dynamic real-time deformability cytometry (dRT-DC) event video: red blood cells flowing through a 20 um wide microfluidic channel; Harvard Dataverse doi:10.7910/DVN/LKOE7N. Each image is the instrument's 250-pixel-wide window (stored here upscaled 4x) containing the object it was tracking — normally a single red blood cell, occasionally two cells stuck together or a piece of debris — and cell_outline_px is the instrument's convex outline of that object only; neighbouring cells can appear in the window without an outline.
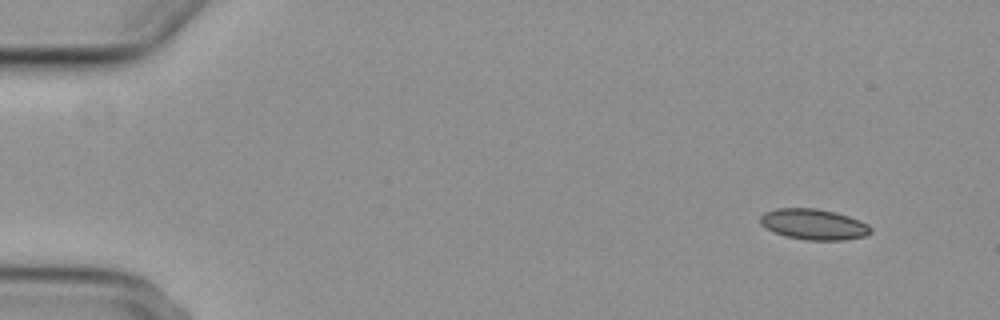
{"species": "common noctule bat (a hibernating species)", "species_latin": "Nyctalus noctula", "temperature_condition": "cold", "stored_images_in_passage": 9, "camera_frame_rate_fps": 3000, "um_per_image_px": 0.085, "animal": {"sex": "female", "body_mass_g": 29.2, "forearm_length_mm": 56.3}, "frame": {"image": 1, "passage_image": 1, "time_ms": 0.0, "image_size_px": [1000, 320], "cell_outline_px": [[872, 232], [864, 236], [844, 240], [804, 240], [784, 236], [760, 224], [760, 216], [764, 212], [776, 208], [816, 208], [836, 212], [860, 220], [868, 224], [872, 228]], "centroid_in_image_um": [69.18, 19.06], "position_along_channel_um": 15.8, "area_um2": 19.88}}
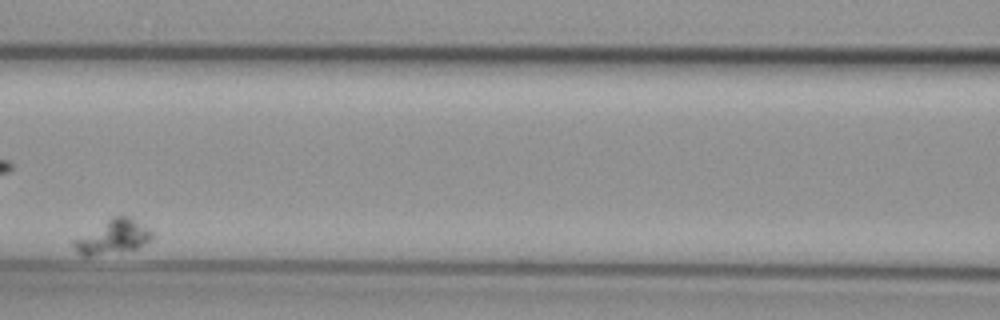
{"frame": {"image": 2, "passage_image": 7, "time_ms": 7.333, "image_size_px": [1000, 320], "cell_outline_px": [[156, 236], [152, 240], [136, 248], [120, 252], [88, 256], [84, 256], [76, 252], [72, 244], [72, 240], [112, 216], [120, 212], [132, 216], [148, 228]], "centroid_in_image_um": [9.63, 20.09], "position_along_channel_um": 157.0, "area_um2": 16.07}}
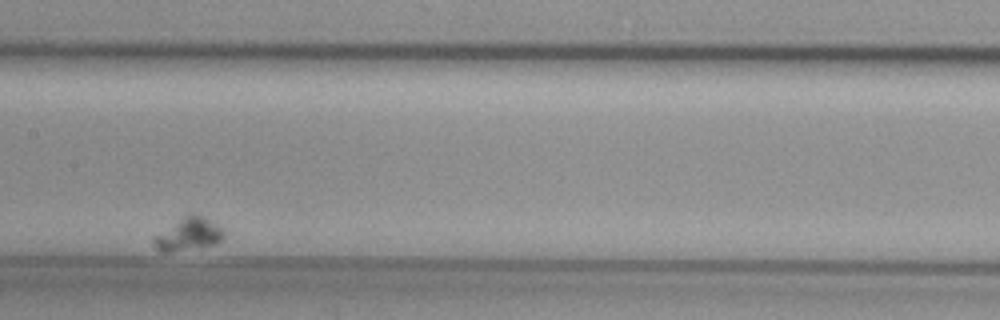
{"frame": {"image": 3, "passage_image": 8, "time_ms": 8.667, "image_size_px": [1000, 320], "cell_outline_px": [[224, 240], [216, 244], [200, 248], [172, 252], [160, 252], [156, 248], [152, 240], [152, 236], [180, 216], [188, 212], [192, 212], [204, 216], [224, 228]], "centroid_in_image_um": [16.01, 19.88], "position_along_channel_um": 191.4, "area_um2": 14.28}}